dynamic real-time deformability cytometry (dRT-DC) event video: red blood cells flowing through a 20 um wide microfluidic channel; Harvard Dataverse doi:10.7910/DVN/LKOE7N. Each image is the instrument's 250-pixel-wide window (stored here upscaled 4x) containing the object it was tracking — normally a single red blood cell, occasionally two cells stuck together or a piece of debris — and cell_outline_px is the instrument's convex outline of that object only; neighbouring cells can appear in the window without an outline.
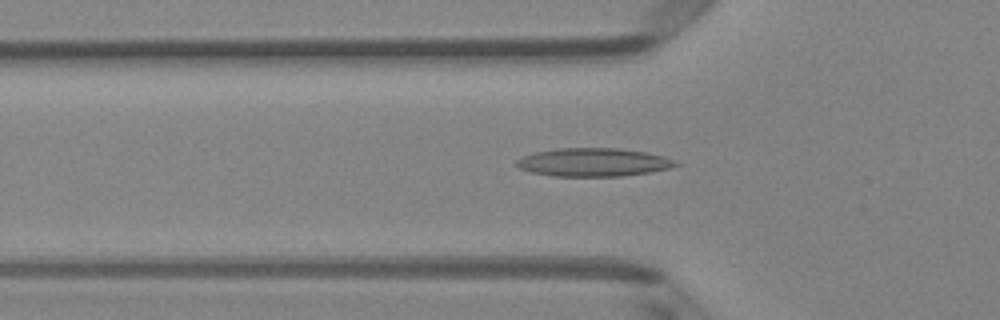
{"species": "Egyptian fruit bat (a non-hibernating species)", "species_latin": "Rousettus aegyptiacus", "temperature_condition": "room temperature", "stored_images_in_passage": 51, "camera_frame_rate_fps": 3000, "um_per_image_px": 0.085, "animal": {"sex": "female"}, "frame": {"image": 1, "passage_image": 17, "time_ms": 5.333, "image_size_px": [1000, 320], "cell_outline_px": [[680, 164], [672, 168], [624, 176], [552, 176], [532, 172], [520, 168], [516, 164], [516, 160], [524, 156], [536, 152], [560, 148], [616, 148], [644, 152], [660, 156], [672, 160]], "centroid_in_image_um": [50.42, 13.8], "position_along_channel_um": 75.4, "area_um2": 25.89}}
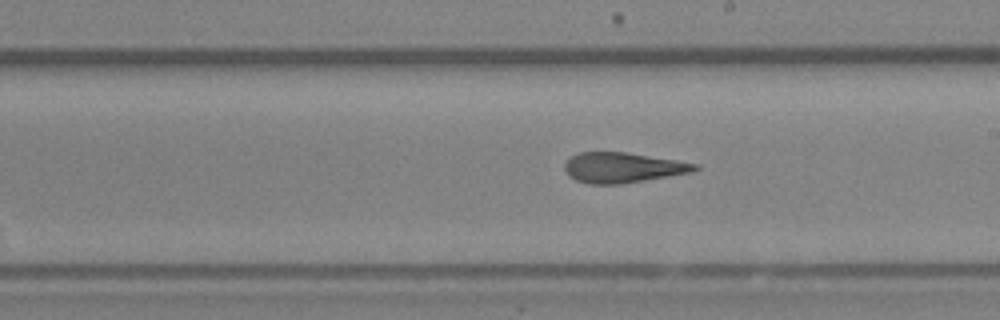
{"frame": {"image": 2, "passage_image": 29, "time_ms": 9.333, "image_size_px": [1000, 320], "cell_outline_px": [[700, 168], [692, 172], [620, 184], [588, 184], [576, 180], [568, 176], [564, 168], [564, 164], [572, 156], [580, 152], [628, 152], [700, 164]], "centroid_in_image_um": [52.93, 14.24], "position_along_channel_um": 236.1, "area_um2": 22.95}}
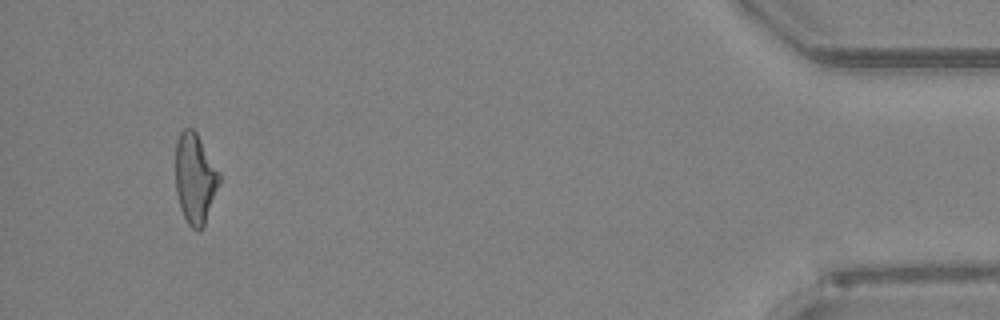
{"frame": {"image": 3, "passage_image": 48, "time_ms": 15.667, "image_size_px": [1000, 320], "cell_outline_px": [[220, 184], [204, 228], [200, 232], [196, 232], [188, 224], [180, 208], [176, 192], [176, 140], [180, 132], [184, 128], [192, 128], [196, 132], [220, 176]], "centroid_in_image_um": [16.57, 15.24], "position_along_channel_um": 418.6, "area_um2": 23.06}, "authors_computed_cell_mechanics": {"area_um2": 23.987, "velocity_mm_per_s": 4.0175, "shape_relaxation_time_tau1_ms": null, "shape_relaxation_time_tau2_ms": 2.8994, "deformation_change_tau1": null, "deformation_change_tau2": 0.1363}}